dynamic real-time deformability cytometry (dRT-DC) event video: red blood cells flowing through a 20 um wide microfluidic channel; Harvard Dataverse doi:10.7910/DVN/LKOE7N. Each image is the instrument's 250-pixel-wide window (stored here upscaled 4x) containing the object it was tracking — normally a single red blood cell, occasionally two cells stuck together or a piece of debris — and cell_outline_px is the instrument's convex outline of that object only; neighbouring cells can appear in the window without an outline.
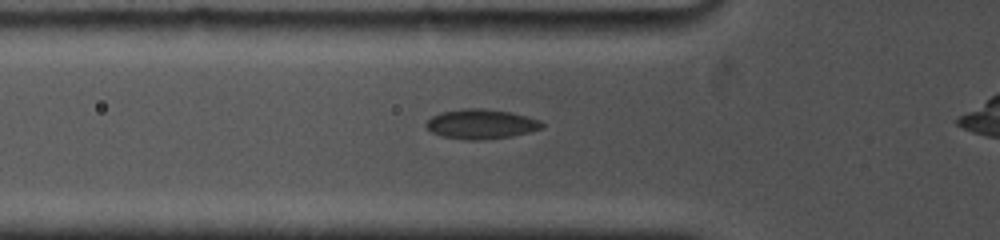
{"species": "common noctule bat (a hibernating species)", "species_latin": "Nyctalus noctula", "temperature_condition": "cold", "stored_images_in_passage": 57, "camera_frame_rate_fps": 5000, "um_per_image_px": 0.085, "animal": {"sex": "female", "body_mass_g": 19.0, "forearm_length_mm": 53.3}, "frame": {"image": 1, "passage_image": 2, "time_ms": 0.2, "image_size_px": [1000, 240], "cell_outline_px": [[544, 124], [540, 128], [528, 132], [512, 136], [484, 140], [464, 140], [444, 136], [432, 132], [424, 124], [432, 116], [440, 112], [464, 108], [480, 108], [508, 112], [528, 116], [540, 120]], "centroid_in_image_um": [40.87, 10.54], "position_along_channel_um": 84.9, "area_um2": 19.94}}
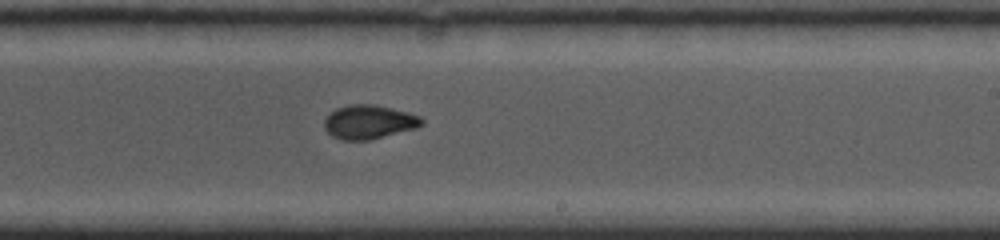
{"frame": {"image": 2, "passage_image": 25, "time_ms": 4.8, "image_size_px": [1000, 240], "cell_outline_px": [[424, 124], [416, 128], [372, 140], [344, 140], [332, 136], [324, 128], [324, 120], [336, 108], [352, 104], [372, 104], [408, 112], [420, 116], [424, 120]], "centroid_in_image_um": [31.38, 10.38], "position_along_channel_um": 257.6, "area_um2": 19.25}}
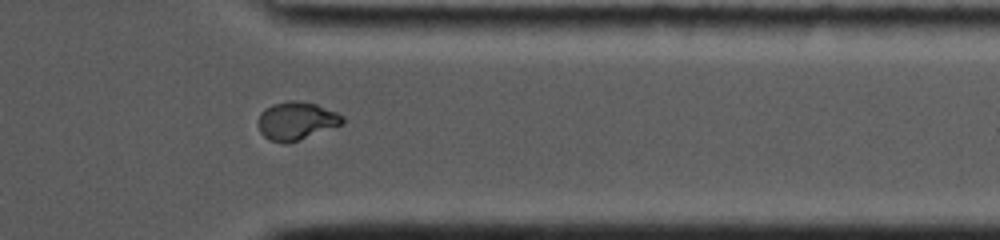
{"frame": {"image": 3, "passage_image": 42, "time_ms": 8.2, "image_size_px": [1000, 240], "cell_outline_px": [[344, 124], [300, 140], [288, 144], [284, 144], [272, 140], [264, 136], [260, 132], [256, 124], [260, 112], [264, 108], [272, 104], [292, 100], [296, 100], [316, 104], [336, 112], [344, 116]], "centroid_in_image_um": [25.17, 10.28], "position_along_channel_um": 386.2, "area_um2": 19.02}}